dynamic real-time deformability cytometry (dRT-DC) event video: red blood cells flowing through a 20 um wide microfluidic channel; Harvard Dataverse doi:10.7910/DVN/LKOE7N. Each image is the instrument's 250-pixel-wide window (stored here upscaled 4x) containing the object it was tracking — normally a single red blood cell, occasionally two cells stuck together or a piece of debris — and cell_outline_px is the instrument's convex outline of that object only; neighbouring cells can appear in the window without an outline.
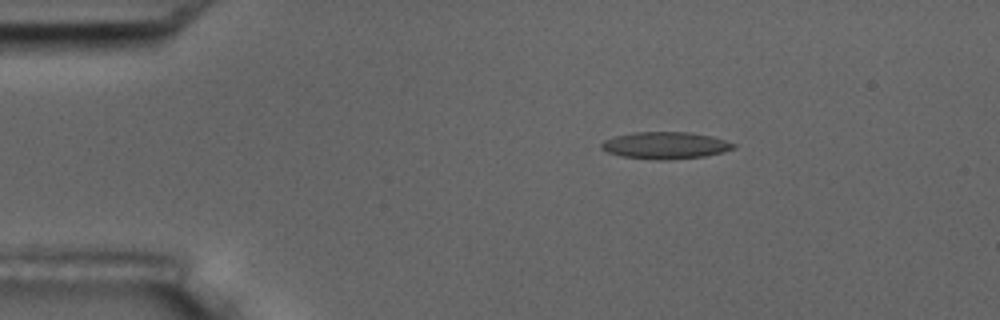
{"species": "common noctule bat (a hibernating species)", "species_latin": "Nyctalus noctula", "temperature_condition": "room temperature", "stored_images_in_passage": 3, "camera_frame_rate_fps": 3000, "um_per_image_px": 0.085, "animal": {"sex": "male", "body_mass_g": 17.5, "forearm_length_mm": 52.3}, "frame": {"image": 1, "passage_image": 1, "time_ms": 0.0, "image_size_px": [1000, 320], "cell_outline_px": [[736, 148], [724, 152], [704, 156], [668, 160], [656, 160], [620, 156], [608, 152], [600, 148], [600, 144], [604, 140], [616, 136], [636, 132], [692, 132], [712, 136], [736, 144]], "centroid_in_image_um": [56.57, 12.36], "position_along_channel_um": 28.4, "area_um2": 20.87}}
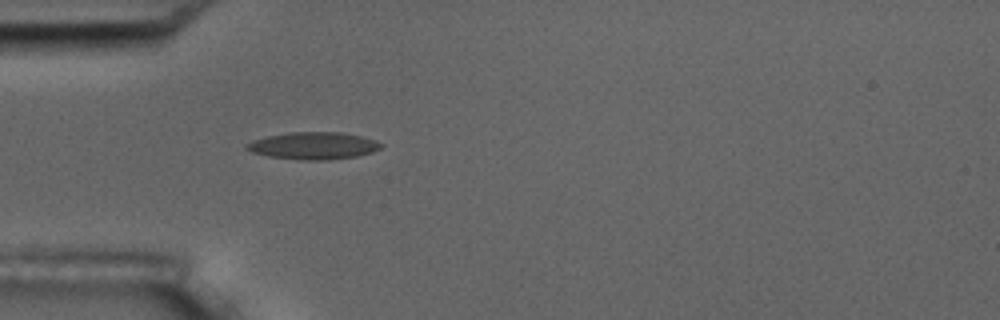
{"frame": {"image": 2, "passage_image": 3, "time_ms": 2.333, "image_size_px": [1000, 320], "cell_outline_px": [[384, 144], [380, 148], [372, 152], [356, 156], [328, 160], [304, 160], [268, 156], [252, 152], [244, 148], [244, 144], [252, 140], [268, 136], [292, 132], [340, 132], [360, 136], [376, 140]], "centroid_in_image_um": [26.63, 12.38], "position_along_channel_um": 58.4, "area_um2": 21.27}}